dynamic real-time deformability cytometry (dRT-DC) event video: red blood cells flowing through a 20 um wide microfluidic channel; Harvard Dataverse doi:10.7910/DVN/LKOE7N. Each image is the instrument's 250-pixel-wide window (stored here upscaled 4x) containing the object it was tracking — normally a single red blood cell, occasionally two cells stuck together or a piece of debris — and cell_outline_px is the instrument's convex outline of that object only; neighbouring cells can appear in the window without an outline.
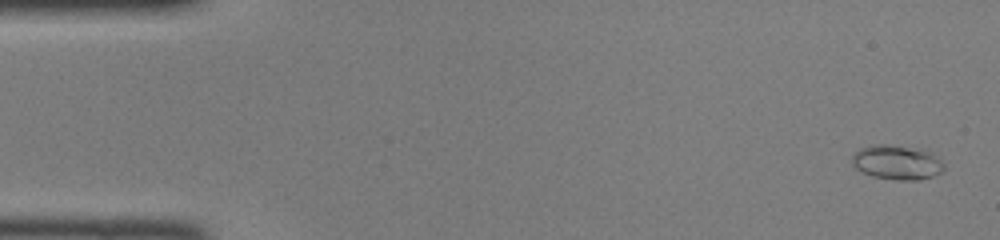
{"species": "common noctule bat (a hibernating species)", "species_latin": "Nyctalus noctula", "temperature_condition": "room temperature", "stored_images_in_passage": 47, "camera_frame_rate_fps": 3000, "um_per_image_px": 0.085, "animal": {"sex": "female", "body_mass_g": 22.0, "forearm_length_mm": 56.7}, "frame": {"image": 1, "passage_image": 2, "time_ms": 0.333, "image_size_px": [1000, 240], "cell_outline_px": [[944, 168], [940, 172], [932, 176], [920, 180], [896, 180], [872, 176], [860, 172], [852, 164], [852, 152], [860, 148], [872, 144], [888, 144], [932, 152], [944, 164]], "centroid_in_image_um": [76.18, 13.8], "position_along_channel_um": 8.8, "area_um2": 18.55}}
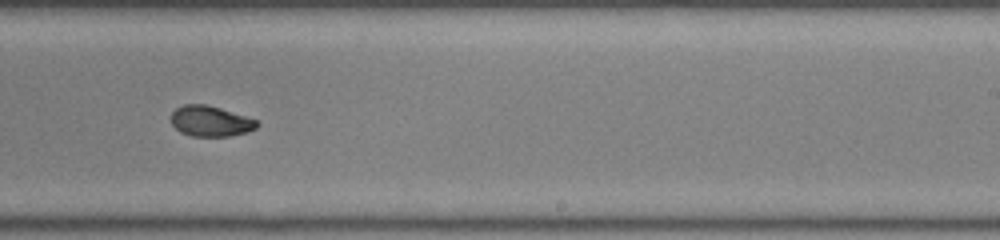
{"frame": {"image": 2, "passage_image": 29, "time_ms": 9.333, "image_size_px": [1000, 240], "cell_outline_px": [[260, 124], [256, 128], [248, 132], [228, 136], [192, 136], [180, 132], [172, 124], [172, 112], [176, 108], [184, 104], [204, 104], [220, 108], [256, 120]], "centroid_in_image_um": [17.89, 10.3], "position_along_channel_um": 271.1, "area_um2": 15.14}}
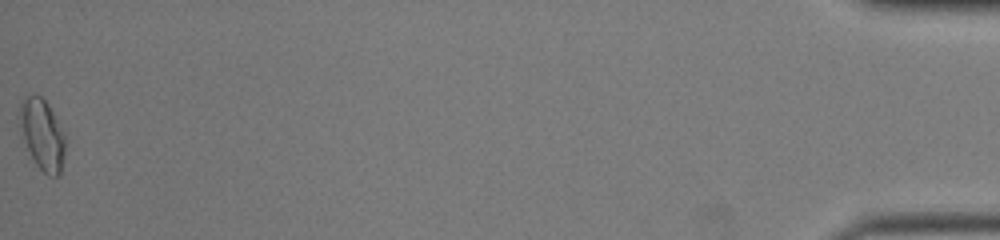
{"frame": {"image": 3, "passage_image": 47, "time_ms": 15.333, "image_size_px": [1000, 240], "cell_outline_px": [[64, 156], [60, 176], [48, 176], [36, 164], [24, 140], [16, 116], [20, 104], [28, 96], [40, 96], [48, 104], [64, 132]], "centroid_in_image_um": [3.58, 11.44], "position_along_channel_um": 431.6, "area_um2": 18.67}}